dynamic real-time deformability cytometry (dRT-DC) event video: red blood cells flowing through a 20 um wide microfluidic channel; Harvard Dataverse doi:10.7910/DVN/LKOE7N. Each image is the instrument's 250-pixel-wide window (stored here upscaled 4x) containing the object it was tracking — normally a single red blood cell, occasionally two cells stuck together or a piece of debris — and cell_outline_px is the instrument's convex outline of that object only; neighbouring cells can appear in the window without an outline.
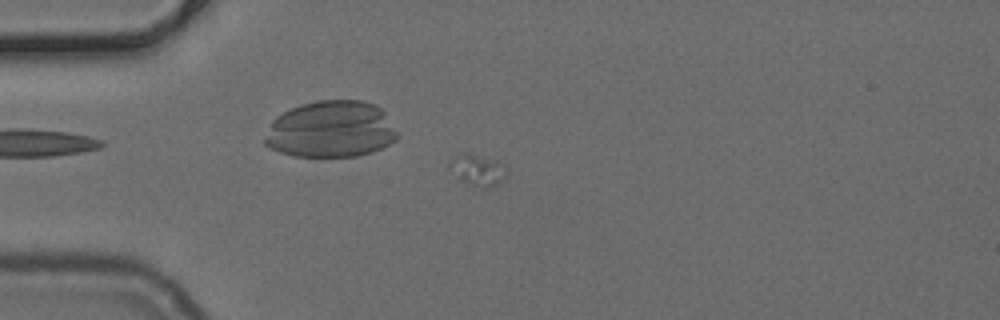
{"species": "common noctule bat (a hibernating species)", "species_latin": "Nyctalus noctula", "temperature_condition": "cold", "stored_images_in_passage": 12, "camera_frame_rate_fps": 3000, "um_per_image_px": 0.085, "animal": {"sex": "female", "body_mass_g": 24.6, "forearm_length_mm": 56.2}, "frame": {"image": 1, "passage_image": 6, "time_ms": 1.667, "image_size_px": [1000, 320], "cell_outline_px": [[508, 176], [504, 180], [496, 184], [488, 184], [460, 180], [448, 168], [448, 160], [464, 152], [468, 152], [496, 160], [508, 168]], "centroid_in_image_um": [40.6, 14.35], "position_along_channel_um": 44.4, "area_um2": 10.0}}